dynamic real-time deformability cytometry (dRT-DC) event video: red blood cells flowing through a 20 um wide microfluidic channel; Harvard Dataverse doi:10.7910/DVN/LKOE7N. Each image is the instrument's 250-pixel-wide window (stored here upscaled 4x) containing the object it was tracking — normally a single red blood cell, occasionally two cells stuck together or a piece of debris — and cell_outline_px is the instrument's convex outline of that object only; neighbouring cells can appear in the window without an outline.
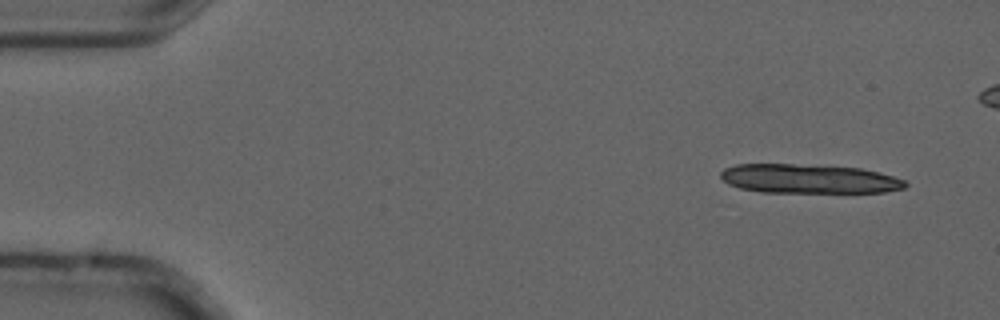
{"species": "common noctule bat (a hibernating species)", "species_latin": "Nyctalus noctula", "temperature_condition": "cold", "stored_images_in_passage": 8, "camera_frame_rate_fps": 3000, "um_per_image_px": 0.085, "animal": {"sex": "male", "forearm_length_mm": 52.5}, "frame": {"image": 1, "passage_image": 1, "time_ms": 0.0, "image_size_px": [1000, 320], "cell_outline_px": [[908, 184], [904, 188], [884, 192], [760, 192], [740, 188], [728, 184], [720, 176], [720, 172], [724, 168], [736, 164], [792, 164], [860, 168], [880, 172], [904, 180]], "centroid_in_image_um": [68.73, 15.2], "position_along_channel_um": 16.3, "area_um2": 31.27}}
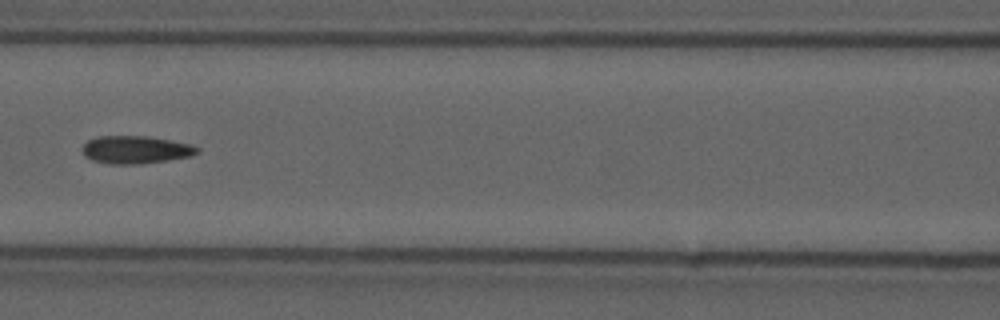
{"frame": {"image": 2, "passage_image": 7, "time_ms": 2.0, "image_size_px": [1000, 320], "cell_outline_px": [[200, 152], [192, 156], [168, 160], [140, 164], [108, 164], [92, 160], [84, 156], [84, 144], [88, 140], [100, 136], [144, 136], [168, 140], [188, 144], [200, 148]], "centroid_in_image_um": [11.54, 12.74], "position_along_channel_um": 155.1, "area_um2": 18.44}}
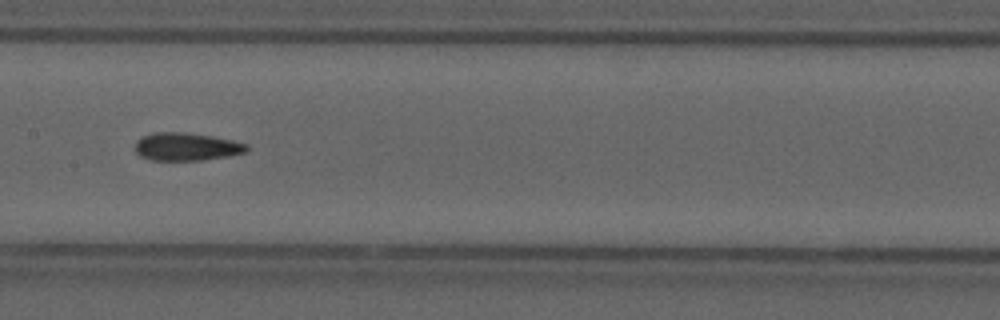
{"frame": {"image": 3, "passage_image": 8, "time_ms": 2.333, "image_size_px": [1000, 320], "cell_outline_px": [[248, 152], [228, 156], [200, 160], [152, 160], [140, 156], [136, 152], [136, 140], [140, 136], [152, 132], [184, 132], [212, 136], [232, 140], [248, 144]], "centroid_in_image_um": [15.84, 12.46], "position_along_channel_um": 191.6, "area_um2": 18.26}}